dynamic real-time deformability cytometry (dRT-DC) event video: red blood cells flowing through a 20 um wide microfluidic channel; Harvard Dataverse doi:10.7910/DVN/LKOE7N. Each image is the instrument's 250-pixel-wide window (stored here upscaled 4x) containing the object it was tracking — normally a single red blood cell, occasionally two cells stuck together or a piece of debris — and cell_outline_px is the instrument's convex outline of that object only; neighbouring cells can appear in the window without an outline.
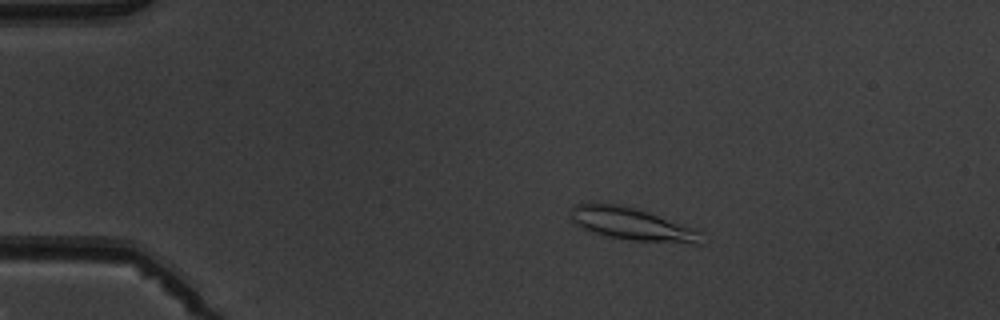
{"species": "common noctule bat (a hibernating species)", "species_latin": "Nyctalus noctula", "temperature_condition": "warm", "stored_images_in_passage": 4, "camera_frame_rate_fps": 3000, "um_per_image_px": 0.085, "animal": {"sex": "male", "body_mass_g": 19.5, "forearm_length_mm": 54.6}, "frame": {"image": 1, "passage_image": 2, "time_ms": 2.0, "image_size_px": [1000, 320], "cell_outline_px": [[704, 244], [692, 244], [628, 240], [608, 236], [580, 228], [572, 220], [572, 204], [620, 204], [636, 208], [700, 228]], "centroid_in_image_um": [53.86, 19.07], "position_along_channel_um": 31.1, "area_um2": 25.14}}